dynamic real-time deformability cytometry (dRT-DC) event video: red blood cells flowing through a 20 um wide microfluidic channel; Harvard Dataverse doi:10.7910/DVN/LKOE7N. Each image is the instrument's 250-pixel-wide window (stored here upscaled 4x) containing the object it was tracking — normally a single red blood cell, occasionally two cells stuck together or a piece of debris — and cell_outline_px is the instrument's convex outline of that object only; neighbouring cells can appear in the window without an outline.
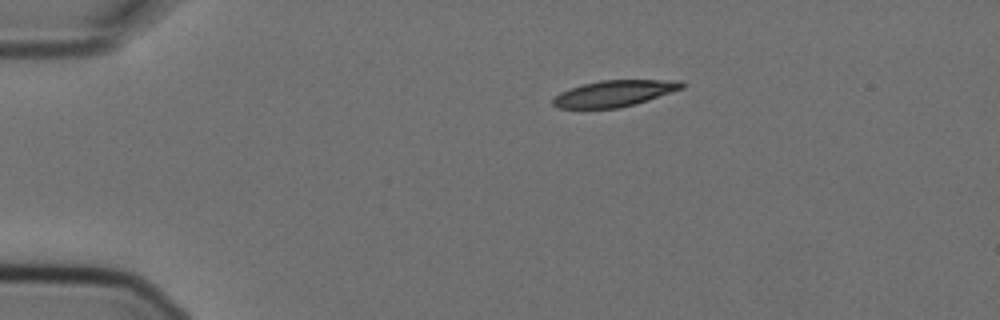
{"species": "Egyptian fruit bat (a non-hibernating species)", "species_latin": "Rousettus aegyptiacus", "temperature_condition": "cold", "stored_images_in_passage": 2, "camera_frame_rate_fps": 3000, "um_per_image_px": 0.085, "animal": {"sex": "female"}, "frame": {"image": 1, "passage_image": 1, "time_ms": 0.0, "image_size_px": [1000, 320], "cell_outline_px": [[684, 88], [648, 100], [620, 108], [560, 108], [552, 104], [552, 100], [560, 92], [584, 84], [600, 80], [680, 80], [684, 84]], "centroid_in_image_um": [52.24, 7.94], "position_along_channel_um": 32.8, "area_um2": 19.54}}